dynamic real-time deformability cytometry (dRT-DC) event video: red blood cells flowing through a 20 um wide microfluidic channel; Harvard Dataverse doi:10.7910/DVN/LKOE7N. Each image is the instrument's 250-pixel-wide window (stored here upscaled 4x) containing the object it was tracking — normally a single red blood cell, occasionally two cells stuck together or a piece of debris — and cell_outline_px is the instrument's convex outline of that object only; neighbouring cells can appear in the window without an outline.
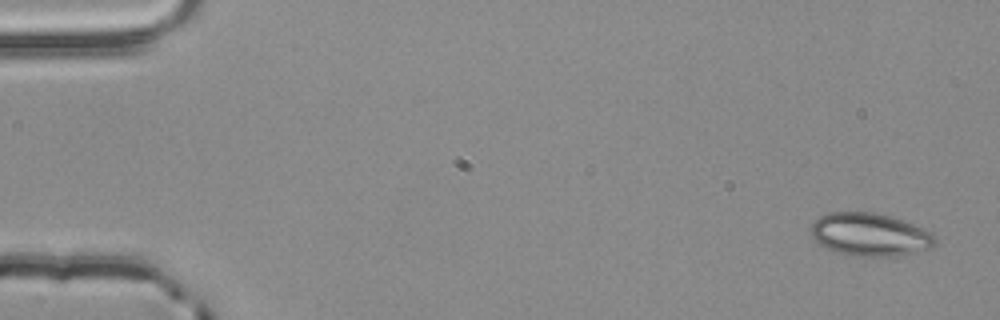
{"species": "common noctule bat (a hibernating species)", "species_latin": "Nyctalus noctula", "temperature_condition": "room temperature", "stored_images_in_passage": 4, "camera_frame_rate_fps": 3000, "um_per_image_px": 0.085, "animal": {"sex": "male", "body_mass_g": 20.4}, "frame": {"image": 1, "passage_image": 1, "time_ms": 0.0, "image_size_px": [1000, 320], "cell_outline_px": [[936, 244], [928, 248], [912, 252], [892, 256], [856, 256], [836, 252], [812, 240], [808, 232], [812, 224], [820, 216], [828, 212], [876, 212], [912, 224], [932, 232], [936, 236]], "centroid_in_image_um": [73.88, 19.93], "position_along_channel_um": 11.1, "area_um2": 30.98}}